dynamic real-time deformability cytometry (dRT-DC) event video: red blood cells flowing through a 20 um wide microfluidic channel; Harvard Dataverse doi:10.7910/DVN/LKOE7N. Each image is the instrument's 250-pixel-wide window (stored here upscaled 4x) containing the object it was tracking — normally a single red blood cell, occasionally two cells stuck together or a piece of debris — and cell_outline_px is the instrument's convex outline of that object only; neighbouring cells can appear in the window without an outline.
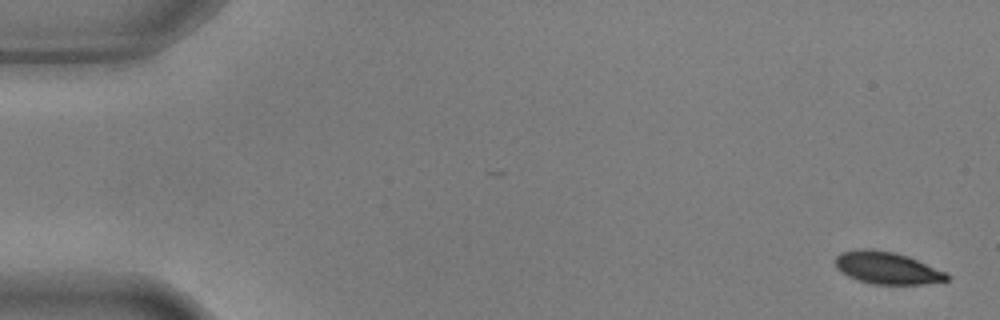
{"species": "common noctule bat (a hibernating species)", "species_latin": "Nyctalus noctula", "temperature_condition": "warm", "stored_images_in_passage": 6, "camera_frame_rate_fps": 3000, "um_per_image_px": 0.085, "animal": {"sex": "male", "body_mass_g": 17.9, "forearm_length_mm": 54.2}, "frame": {"image": 1, "passage_image": 1, "time_ms": 0.0, "image_size_px": [1000, 320], "cell_outline_px": [[952, 276], [948, 280], [924, 284], [872, 284], [856, 280], [840, 272], [836, 268], [836, 256], [840, 252], [856, 248], [872, 248], [892, 252], [908, 256], [948, 272]], "centroid_in_image_um": [75.4, 22.77], "position_along_channel_um": 9.6, "area_um2": 21.33}}
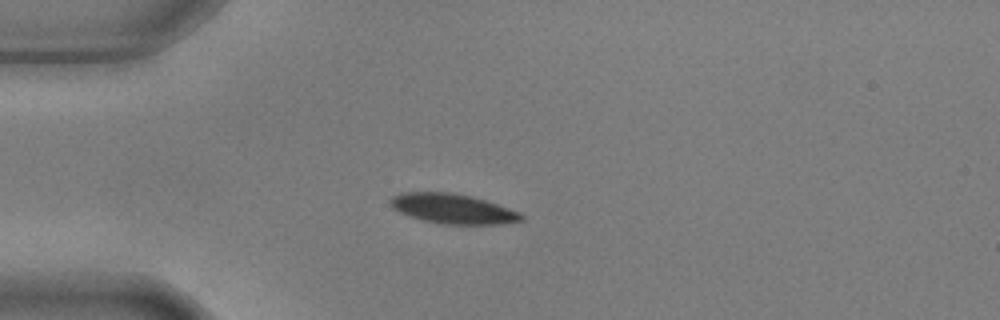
{"frame": {"image": 2, "passage_image": 4, "time_ms": 1.0, "image_size_px": [1000, 320], "cell_outline_px": [[524, 220], [496, 224], [444, 224], [424, 220], [400, 212], [392, 208], [388, 200], [392, 196], [400, 192], [452, 192], [472, 196], [520, 212], [524, 216]], "centroid_in_image_um": [38.46, 17.73], "position_along_channel_um": 46.5, "area_um2": 22.6}}
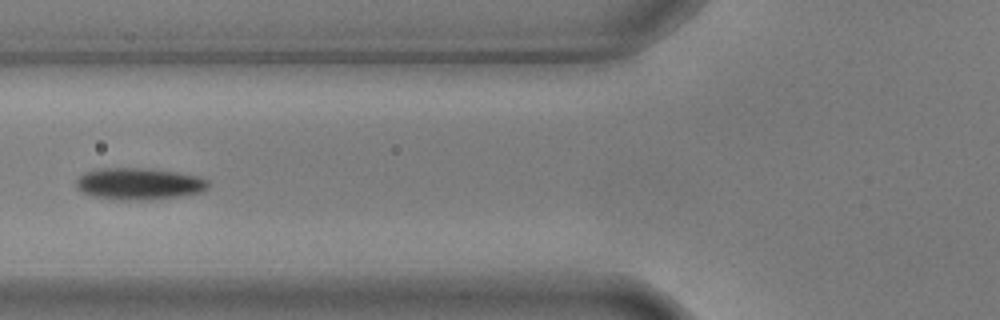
{"frame": {"image": 3, "passage_image": 6, "time_ms": 1.667, "image_size_px": [1000, 320], "cell_outline_px": [[208, 188], [204, 192], [180, 196], [136, 200], [116, 200], [92, 196], [80, 192], [76, 188], [76, 180], [84, 172], [96, 168], [140, 168], [176, 172], [200, 176], [208, 180]], "centroid_in_image_um": [11.79, 15.62], "position_along_channel_um": 114.0, "area_um2": 24.62}}